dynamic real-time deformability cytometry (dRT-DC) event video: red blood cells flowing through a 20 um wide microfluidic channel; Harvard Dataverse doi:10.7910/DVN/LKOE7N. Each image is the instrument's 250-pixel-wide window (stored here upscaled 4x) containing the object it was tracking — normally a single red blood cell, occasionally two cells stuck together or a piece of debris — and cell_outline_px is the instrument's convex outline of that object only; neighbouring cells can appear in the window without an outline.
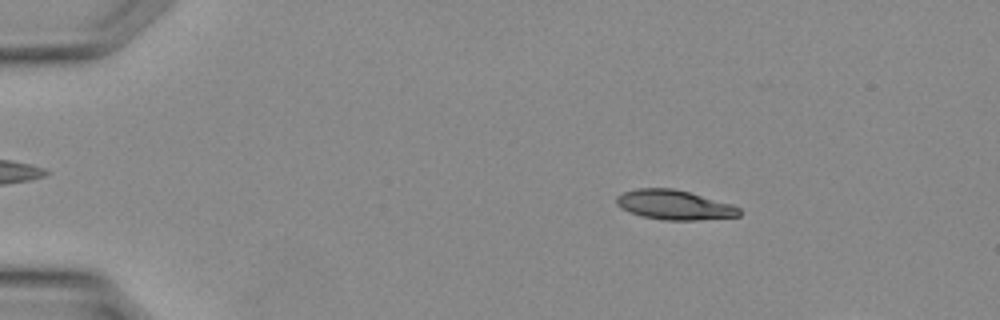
{"species": "Egyptian fruit bat (a non-hibernating species)", "species_latin": "Rousettus aegyptiacus", "temperature_condition": "warm", "stored_images_in_passage": 29, "camera_frame_rate_fps": 3000, "um_per_image_px": 0.085, "animal": {"sex": "female"}, "frame": {"image": 1, "passage_image": 6, "time_ms": 1.667, "image_size_px": [1000, 320], "cell_outline_px": [[740, 216], [696, 220], [664, 220], [644, 216], [620, 208], [616, 204], [616, 196], [624, 192], [636, 188], [672, 188], [688, 192], [732, 204], [740, 208]], "centroid_in_image_um": [57.31, 17.41], "position_along_channel_um": 27.7, "area_um2": 20.98}}
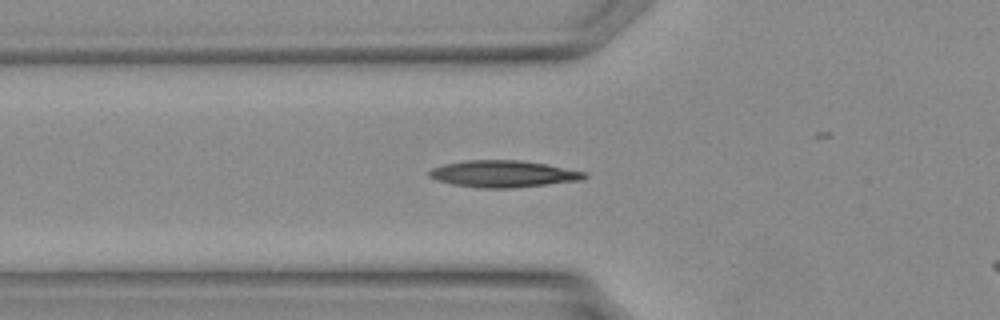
{"frame": {"image": 2, "passage_image": 13, "time_ms": 4.0, "image_size_px": [1000, 320], "cell_outline_px": [[588, 176], [580, 180], [548, 184], [512, 188], [480, 188], [452, 184], [436, 180], [428, 176], [428, 172], [432, 168], [444, 164], [468, 160], [520, 160], [544, 164], [584, 172]], "centroid_in_image_um": [42.72, 14.78], "position_along_channel_um": 83.1, "area_um2": 23.99}}
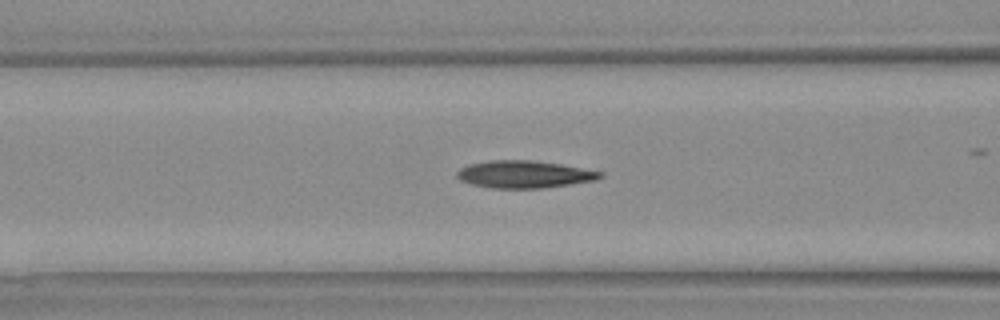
{"frame": {"image": 3, "passage_image": 15, "time_ms": 4.667, "image_size_px": [1000, 320], "cell_outline_px": [[604, 176], [596, 180], [544, 188], [492, 188], [472, 184], [460, 180], [456, 176], [456, 172], [460, 168], [468, 164], [488, 160], [532, 160], [560, 164], [604, 172]], "centroid_in_image_um": [44.55, 14.81], "position_along_channel_um": 122.0, "area_um2": 22.89}}